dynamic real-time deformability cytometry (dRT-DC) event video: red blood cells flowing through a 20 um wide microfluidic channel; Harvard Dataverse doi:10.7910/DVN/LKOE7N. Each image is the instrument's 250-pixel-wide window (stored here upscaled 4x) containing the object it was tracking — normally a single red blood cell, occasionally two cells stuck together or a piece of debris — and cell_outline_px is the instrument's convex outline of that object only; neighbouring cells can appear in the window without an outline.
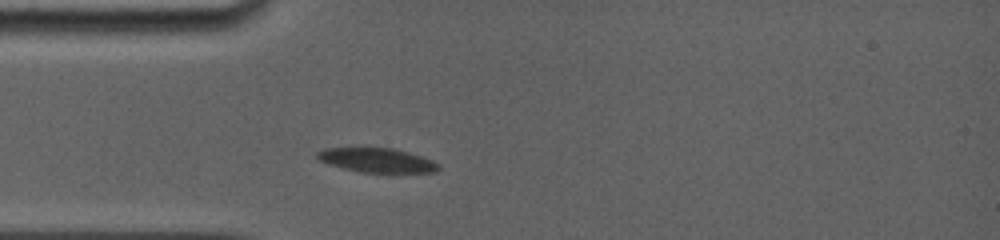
{"species": "common noctule bat (a hibernating species)", "species_latin": "Nyctalus noctula", "temperature_condition": "room temperature", "stored_images_in_passage": 60, "camera_frame_rate_fps": 5000, "um_per_image_px": 0.085, "animal": {"sex": "female", "body_mass_g": 19.0, "forearm_length_mm": 56.7}, "frame": {"image": 1, "passage_image": 1, "time_ms": 0.0, "image_size_px": [1000, 240], "cell_outline_px": [[440, 168], [436, 172], [360, 172], [344, 168], [320, 160], [316, 156], [316, 152], [324, 148], [392, 148], [408, 152], [432, 160], [440, 164]], "centroid_in_image_um": [32.06, 13.61], "position_along_channel_um": 52.9, "area_um2": 16.88}}
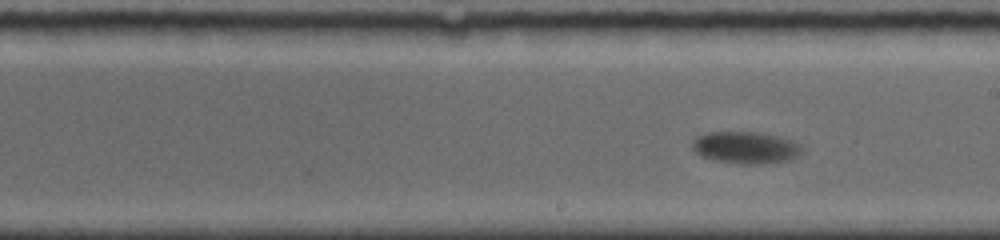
{"frame": {"image": 2, "passage_image": 26, "time_ms": 5.0, "image_size_px": [1000, 240], "cell_outline_px": [[800, 152], [796, 156], [788, 160], [760, 164], [740, 164], [716, 160], [704, 156], [696, 152], [692, 148], [692, 144], [696, 136], [708, 132], [752, 132], [772, 136], [788, 140], [796, 144], [800, 148]], "centroid_in_image_um": [63.29, 12.55], "position_along_channel_um": 225.7, "area_um2": 19.71}}
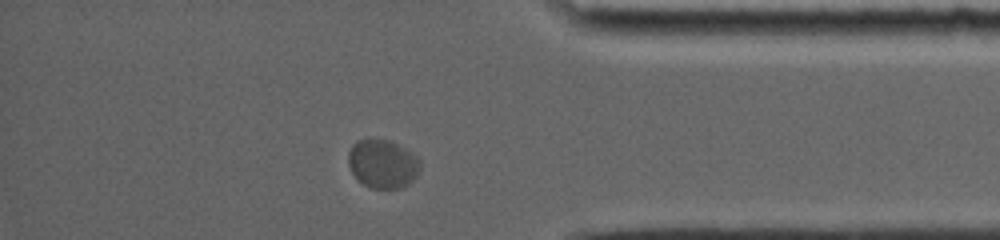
{"frame": {"image": 3, "passage_image": 52, "time_ms": 10.2, "image_size_px": [1000, 240], "cell_outline_px": [[420, 168], [416, 176], [408, 184], [400, 188], [372, 188], [364, 184], [352, 172], [348, 164], [348, 152], [352, 144], [356, 140], [384, 140], [396, 144], [412, 152], [420, 160]], "centroid_in_image_um": [32.52, 13.93], "position_along_channel_um": 402.7, "area_um2": 20.06}, "authors_computed_cell_mechanics": {"area_um2": 19.4497, "velocity_mm_per_s": 3.55, "shape_relaxation_time_tau1_ms": 2.4604, "shape_relaxation_time_tau2_ms": null, "deformation_change_tau1": 0.1166, "deformation_change_tau2": null}}